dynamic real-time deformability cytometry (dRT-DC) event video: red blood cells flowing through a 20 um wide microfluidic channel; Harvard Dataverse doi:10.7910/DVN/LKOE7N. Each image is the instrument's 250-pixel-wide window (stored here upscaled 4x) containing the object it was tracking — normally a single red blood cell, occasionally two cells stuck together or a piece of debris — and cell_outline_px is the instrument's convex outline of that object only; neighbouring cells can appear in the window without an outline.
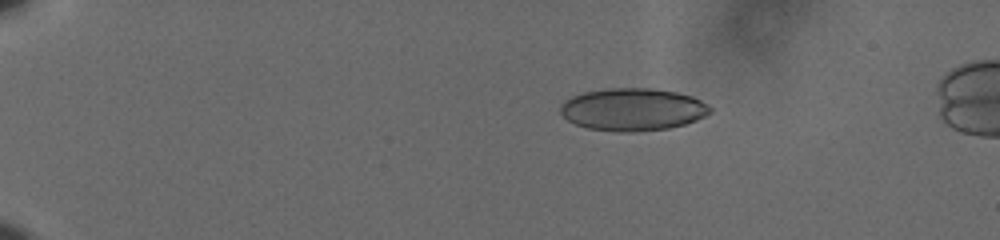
{"species": "human", "species_latin": "Homo sapiens", "temperature_condition": "cold", "stored_images_in_passage": 31, "camera_frame_rate_fps": 3000, "um_per_image_px": 0.085, "donor": {"sex": "male"}, "frame": {"image": 1, "passage_image": 8, "time_ms": 2.333, "image_size_px": [1000, 240], "cell_outline_px": [[712, 112], [696, 120], [684, 124], [668, 128], [632, 132], [620, 132], [588, 128], [576, 124], [568, 120], [560, 112], [560, 104], [564, 100], [572, 96], [584, 92], [604, 88], [652, 88], [676, 92], [692, 96], [708, 104], [712, 108]], "centroid_in_image_um": [53.78, 9.29], "position_along_channel_um": 31.2, "area_um2": 37.17}}
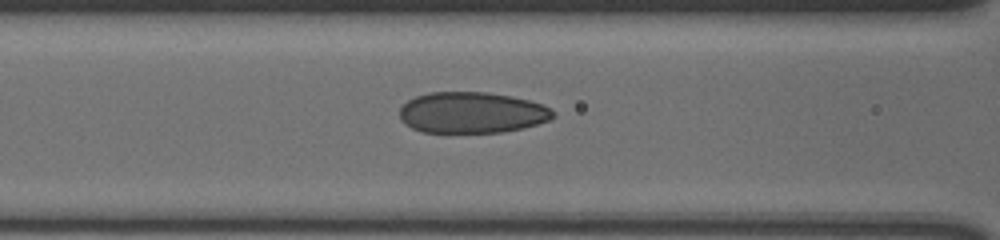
{"frame": {"image": 2, "passage_image": 24, "time_ms": 7.667, "image_size_px": [1000, 240], "cell_outline_px": [[556, 116], [548, 120], [524, 128], [500, 132], [448, 136], [420, 132], [404, 124], [400, 120], [400, 108], [408, 100], [416, 96], [428, 92], [488, 92], [512, 96], [544, 104], [552, 108], [556, 112]], "centroid_in_image_um": [40.08, 9.62], "position_along_channel_um": 126.5, "area_um2": 38.21}}
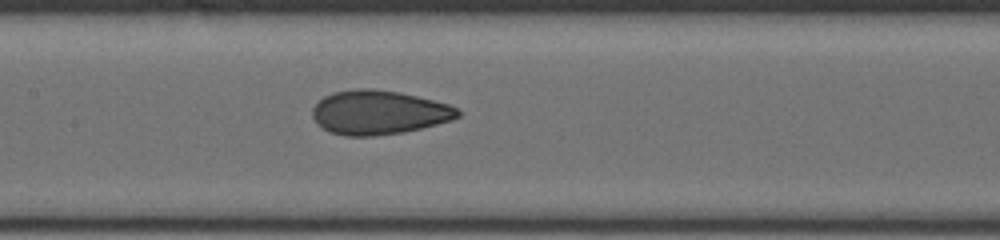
{"frame": {"image": 3, "passage_image": 28, "time_ms": 9.0, "image_size_px": [1000, 240], "cell_outline_px": [[460, 116], [452, 120], [404, 132], [372, 136], [344, 136], [328, 132], [316, 124], [312, 116], [312, 108], [324, 96], [332, 92], [356, 88], [372, 88], [400, 92], [448, 104], [456, 108], [460, 112]], "centroid_in_image_um": [32.15, 9.56], "position_along_channel_um": 175.3, "area_um2": 37.51}}